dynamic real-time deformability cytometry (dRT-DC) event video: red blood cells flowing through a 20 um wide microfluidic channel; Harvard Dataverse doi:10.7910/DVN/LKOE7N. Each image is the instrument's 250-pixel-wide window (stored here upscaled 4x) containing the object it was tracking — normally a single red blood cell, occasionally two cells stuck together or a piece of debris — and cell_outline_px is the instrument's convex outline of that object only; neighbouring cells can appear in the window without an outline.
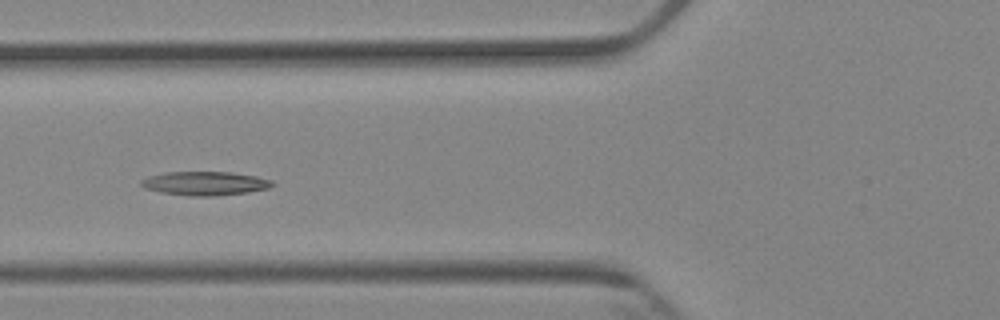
{"species": "Egyptian fruit bat (a non-hibernating species)", "species_latin": "Rousettus aegyptiacus", "temperature_condition": "cold", "stored_images_in_passage": 6, "camera_frame_rate_fps": 3000, "um_per_image_px": 0.085, "animal": {"sex": "female"}, "frame": {"image": 1, "passage_image": 6, "time_ms": 5.667, "image_size_px": [1000, 320], "cell_outline_px": [[276, 184], [268, 188], [248, 192], [216, 196], [188, 196], [160, 192], [144, 188], [140, 184], [140, 180], [148, 176], [164, 172], [232, 172], [256, 176], [272, 180]], "centroid_in_image_um": [17.41, 15.59], "position_along_channel_um": 108.4, "area_um2": 18.38}}